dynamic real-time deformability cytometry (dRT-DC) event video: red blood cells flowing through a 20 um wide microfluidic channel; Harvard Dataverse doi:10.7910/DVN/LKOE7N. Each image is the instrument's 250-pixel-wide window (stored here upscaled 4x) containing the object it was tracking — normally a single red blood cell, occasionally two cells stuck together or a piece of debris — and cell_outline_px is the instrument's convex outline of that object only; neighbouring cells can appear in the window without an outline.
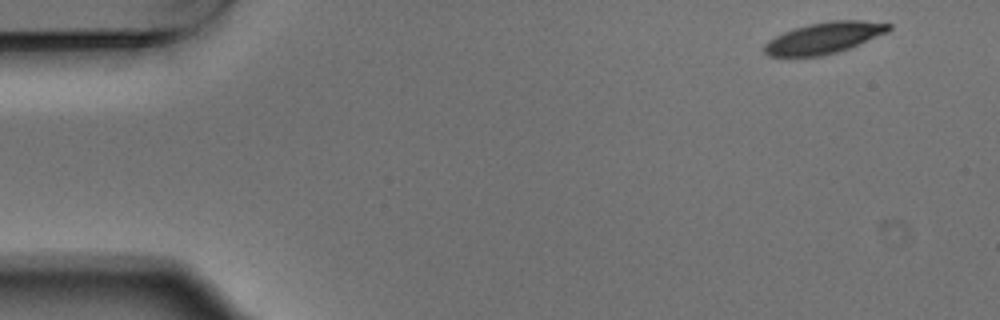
{"species": "Egyptian fruit bat (a non-hibernating species)", "species_latin": "Rousettus aegyptiacus", "temperature_condition": "warm", "stored_images_in_passage": 5, "camera_frame_rate_fps": 3000, "um_per_image_px": 0.085, "animal": {"sex": "male"}, "frame": {"image": 1, "passage_image": 1, "time_ms": 0.0, "image_size_px": [1000, 320], "cell_outline_px": [[892, 28], [888, 32], [848, 48], [836, 52], [820, 56], [768, 56], [764, 52], [764, 44], [768, 40], [792, 28], [808, 24], [832, 20], [864, 20], [892, 24]], "centroid_in_image_um": [70.04, 3.21], "position_along_channel_um": 15.0, "area_um2": 22.6}}
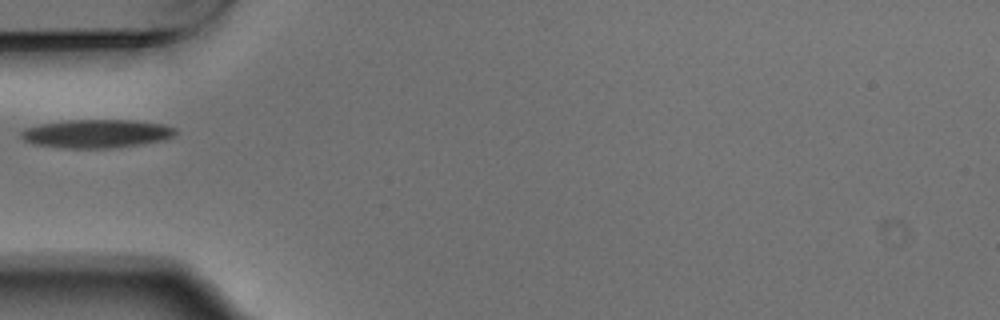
{"frame": {"image": 2, "passage_image": 4, "time_ms": 1.0, "image_size_px": [1000, 320], "cell_outline_px": [[176, 136], [164, 140], [144, 144], [112, 148], [60, 148], [36, 144], [24, 140], [20, 136], [20, 132], [28, 128], [40, 124], [68, 120], [132, 120], [164, 124], [176, 128]], "centroid_in_image_um": [8.27, 11.36], "position_along_channel_um": 76.7, "area_um2": 25.72}}
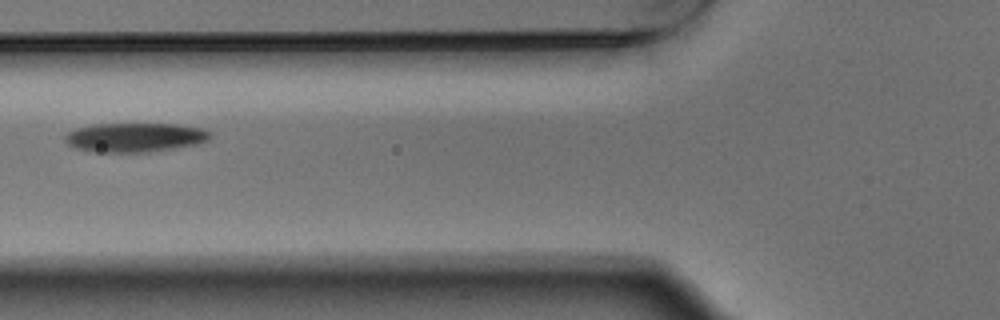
{"frame": {"image": 3, "passage_image": 5, "time_ms": 1.333, "image_size_px": [1000, 320], "cell_outline_px": [[212, 136], [208, 140], [196, 144], [148, 152], [92, 152], [76, 148], [68, 144], [64, 140], [64, 136], [68, 132], [76, 128], [92, 124], [176, 124], [200, 128], [212, 132]], "centroid_in_image_um": [11.44, 11.67], "position_along_channel_um": 114.4, "area_um2": 24.68}}